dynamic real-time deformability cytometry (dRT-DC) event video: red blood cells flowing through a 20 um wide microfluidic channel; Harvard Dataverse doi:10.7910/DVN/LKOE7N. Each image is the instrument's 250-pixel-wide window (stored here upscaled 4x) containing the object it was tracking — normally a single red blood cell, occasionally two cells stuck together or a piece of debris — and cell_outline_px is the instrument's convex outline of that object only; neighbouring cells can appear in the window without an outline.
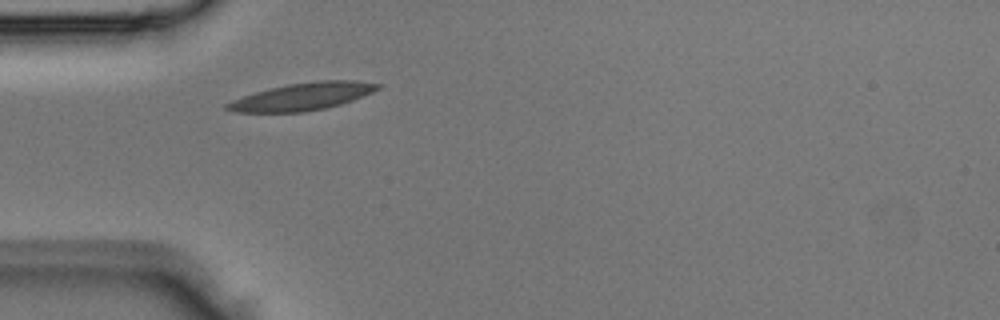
{"species": "Egyptian fruit bat (a non-hibernating species)", "species_latin": "Rousettus aegyptiacus", "temperature_condition": "room temperature", "stored_images_in_passage": 1, "camera_frame_rate_fps": 3000, "um_per_image_px": 0.085, "animal": {"sex": "male"}, "frame": {"image": 1, "passage_image": 1, "time_ms": 0.0, "image_size_px": [1000, 320], "cell_outline_px": [[384, 84], [380, 88], [372, 92], [352, 100], [340, 104], [324, 108], [304, 112], [236, 112], [224, 108], [224, 104], [232, 100], [256, 92], [288, 84], [316, 80], [356, 80]], "centroid_in_image_um": [25.73, 8.19], "position_along_channel_um": 59.3, "area_um2": 23.93}}